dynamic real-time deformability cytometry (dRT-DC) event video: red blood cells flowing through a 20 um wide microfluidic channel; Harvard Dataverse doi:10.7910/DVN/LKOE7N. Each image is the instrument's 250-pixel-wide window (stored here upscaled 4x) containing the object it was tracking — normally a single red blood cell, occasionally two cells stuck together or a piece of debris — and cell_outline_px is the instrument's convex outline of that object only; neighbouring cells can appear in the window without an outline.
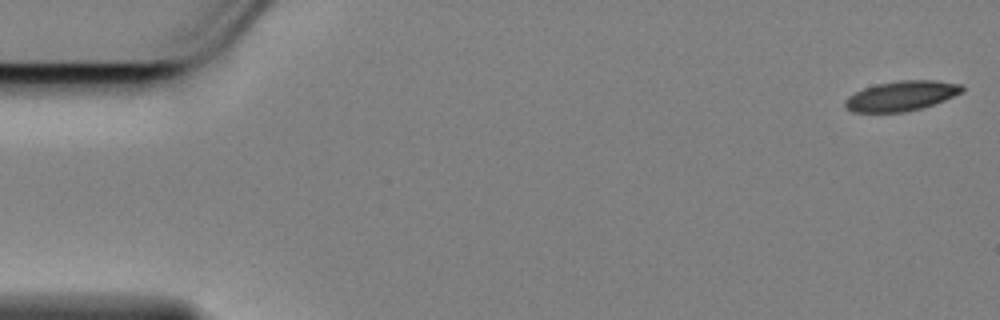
{"species": "Egyptian fruit bat (a non-hibernating species)", "species_latin": "Rousettus aegyptiacus", "temperature_condition": "cold", "stored_images_in_passage": 14, "camera_frame_rate_fps": 3000, "um_per_image_px": 0.085, "animal": {"sex": "female"}, "frame": {"image": 1, "passage_image": 1, "time_ms": 0.0, "image_size_px": [1000, 320], "cell_outline_px": [[964, 92], [944, 100], [920, 108], [904, 112], [852, 112], [844, 104], [844, 100], [848, 96], [864, 88], [876, 84], [900, 80], [936, 80], [964, 84]], "centroid_in_image_um": [76.65, 8.14], "position_along_channel_um": 8.4, "area_um2": 20.4}}
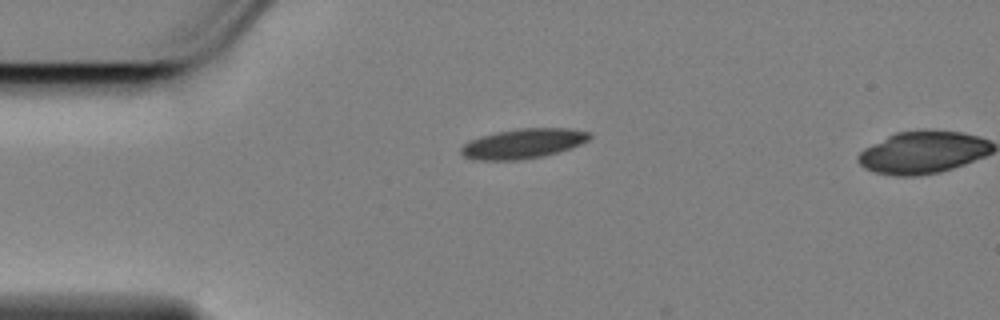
{"frame": {"image": 2, "passage_image": 13, "time_ms": 4.0, "image_size_px": [1000, 320], "cell_outline_px": [[592, 136], [588, 140], [580, 144], [556, 152], [540, 156], [520, 160], [480, 160], [464, 156], [460, 152], [460, 148], [464, 144], [480, 136], [496, 132], [520, 128], [572, 128], [592, 132]], "centroid_in_image_um": [44.49, 12.19], "position_along_channel_um": 40.5, "area_um2": 22.14}}